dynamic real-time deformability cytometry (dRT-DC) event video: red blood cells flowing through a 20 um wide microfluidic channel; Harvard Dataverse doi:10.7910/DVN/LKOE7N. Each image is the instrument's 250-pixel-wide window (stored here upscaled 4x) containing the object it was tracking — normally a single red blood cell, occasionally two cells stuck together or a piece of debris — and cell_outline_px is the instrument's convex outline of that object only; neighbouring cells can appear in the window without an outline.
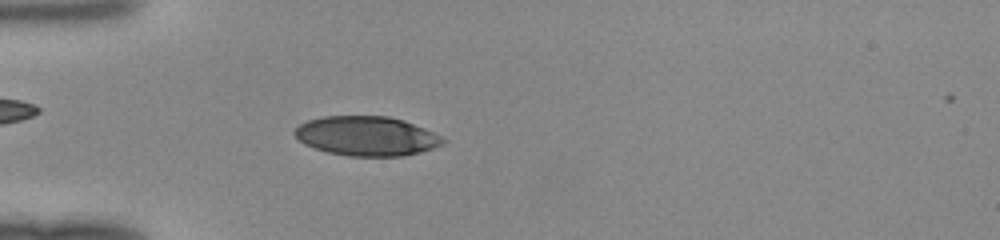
{"species": "human", "species_latin": "Homo sapiens", "temperature_condition": "room temperature", "stored_images_in_passage": 47, "camera_frame_rate_fps": 3000, "um_per_image_px": 0.085, "donor": {"sex": "female"}, "frame": {"image": 1, "passage_image": 14, "time_ms": 4.333, "image_size_px": [1000, 240], "cell_outline_px": [[448, 140], [444, 144], [420, 152], [404, 156], [348, 156], [328, 152], [304, 144], [292, 132], [300, 124], [308, 120], [324, 116], [388, 116], [404, 120], [424, 128]], "centroid_in_image_um": [31.17, 11.56], "position_along_channel_um": 53.8, "area_um2": 34.04}}
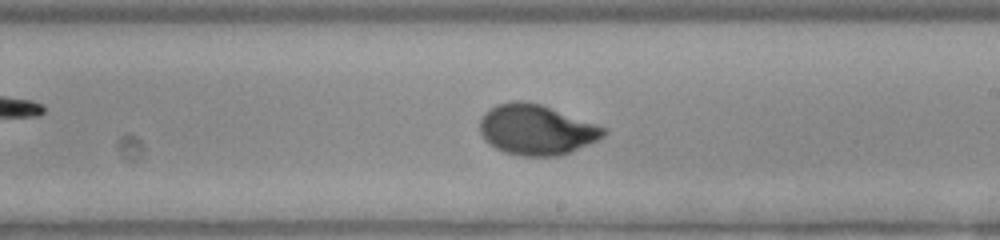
{"frame": {"image": 2, "passage_image": 28, "time_ms": 9.0, "image_size_px": [1000, 240], "cell_outline_px": [[608, 132], [604, 136], [588, 144], [560, 156], [520, 156], [504, 152], [488, 144], [484, 140], [480, 132], [480, 116], [488, 108], [496, 104], [512, 100], [520, 100], [540, 104], [608, 128]], "centroid_in_image_um": [45.55, 11.02], "position_along_channel_um": 243.4, "area_um2": 36.53}}
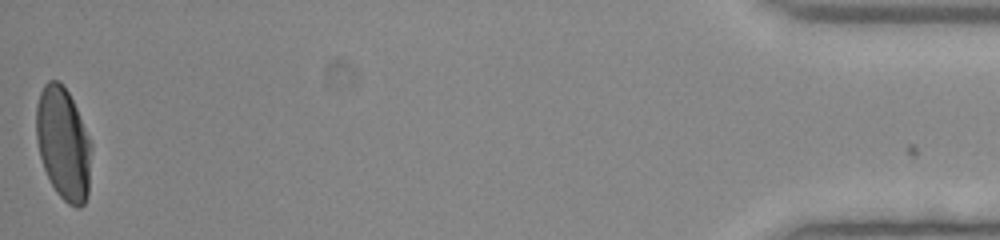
{"frame": {"image": 3, "passage_image": 47, "time_ms": 15.333, "image_size_px": [1000, 240], "cell_outline_px": [[92, 148], [88, 196], [84, 204], [80, 208], [76, 208], [68, 204], [56, 192], [44, 168], [40, 156], [36, 140], [36, 104], [40, 92], [44, 84], [48, 80], [60, 80], [68, 92], [76, 108], [88, 136]], "centroid_in_image_um": [5.38, 12.21], "position_along_channel_um": 429.8, "area_um2": 36.24}}